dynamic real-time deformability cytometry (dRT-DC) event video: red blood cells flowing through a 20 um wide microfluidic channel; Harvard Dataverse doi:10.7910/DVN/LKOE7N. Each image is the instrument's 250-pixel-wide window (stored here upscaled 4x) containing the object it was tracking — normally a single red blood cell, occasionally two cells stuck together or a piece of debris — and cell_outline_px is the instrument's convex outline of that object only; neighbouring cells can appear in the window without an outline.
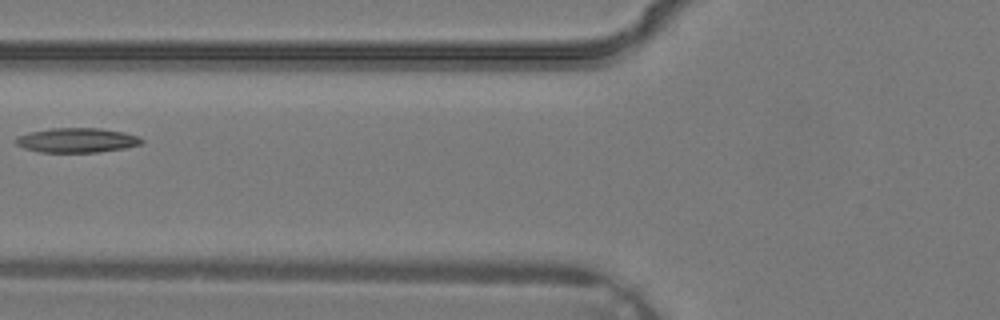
{"species": "common noctule bat (a hibernating species)", "species_latin": "Nyctalus noctula", "temperature_condition": "warm", "stored_images_in_passage": 5, "camera_frame_rate_fps": 3000, "um_per_image_px": 0.085, "animal": {"sex": "male", "body_mass_g": 19.2, "forearm_length_mm": 51.8}, "frame": {"image": 1, "passage_image": 5, "time_ms": 1.333, "image_size_px": [1000, 320], "cell_outline_px": [[144, 140], [140, 144], [124, 148], [96, 152], [40, 152], [24, 148], [16, 144], [16, 136], [28, 132], [52, 128], [100, 128], [124, 132], [136, 136]], "centroid_in_image_um": [6.5, 11.91], "position_along_channel_um": 119.3, "area_um2": 17.92}}